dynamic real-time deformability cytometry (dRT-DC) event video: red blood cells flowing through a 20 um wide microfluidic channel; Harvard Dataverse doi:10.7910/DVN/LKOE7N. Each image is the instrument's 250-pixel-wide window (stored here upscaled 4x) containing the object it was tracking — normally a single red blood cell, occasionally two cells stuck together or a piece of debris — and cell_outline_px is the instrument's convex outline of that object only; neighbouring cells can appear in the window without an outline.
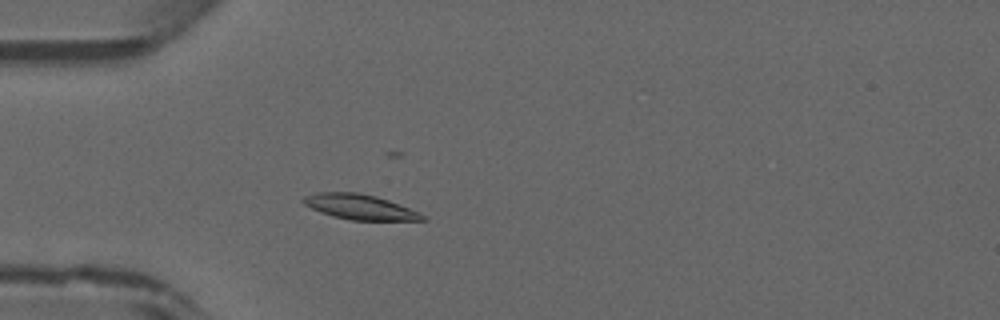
{"species": "common noctule bat (a hibernating species)", "species_latin": "Nyctalus noctula", "temperature_condition": "warm", "stored_images_in_passage": 40, "camera_frame_rate_fps": 3000, "um_per_image_px": 0.085, "animal": {"sex": "male", "forearm_length_mm": 52.5}, "frame": {"image": 1, "passage_image": 6, "time_ms": 1.667, "image_size_px": [1000, 320], "cell_outline_px": [[428, 220], [352, 220], [332, 216], [320, 212], [304, 204], [300, 200], [304, 196], [316, 192], [356, 192], [376, 196], [388, 200], [420, 212]], "centroid_in_image_um": [30.56, 17.58], "position_along_channel_um": 54.4, "area_um2": 17.4}}
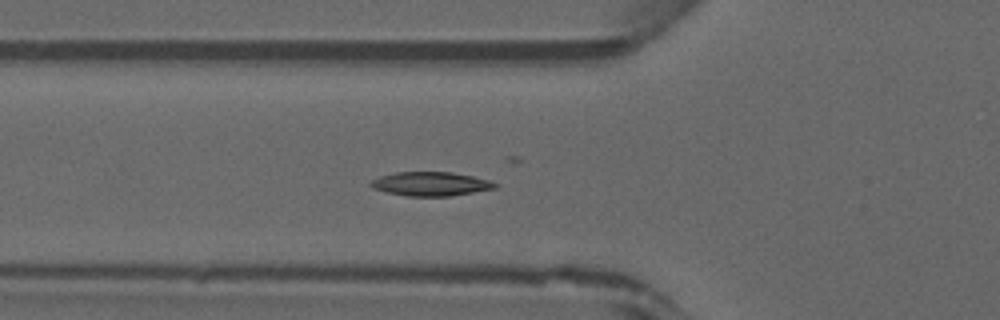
{"frame": {"image": 2, "passage_image": 9, "time_ms": 2.667, "image_size_px": [1000, 320], "cell_outline_px": [[496, 188], [448, 196], [404, 196], [372, 188], [368, 184], [372, 180], [380, 176], [396, 172], [452, 172], [472, 176], [488, 180], [496, 184]], "centroid_in_image_um": [36.56, 15.63], "position_along_channel_um": 89.2, "area_um2": 17.17}}
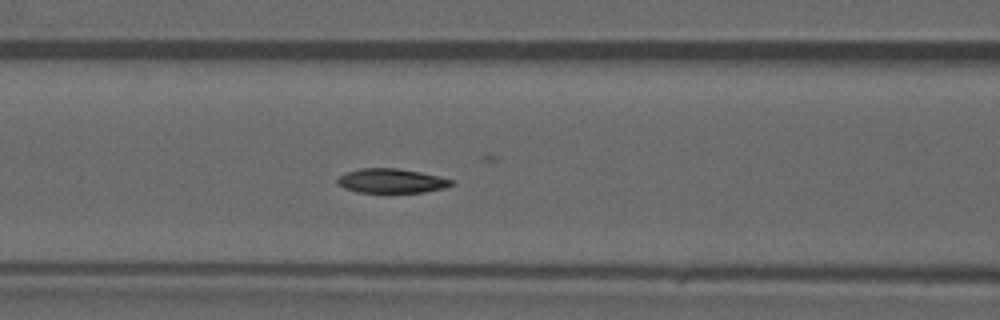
{"frame": {"image": 3, "passage_image": 12, "time_ms": 3.667, "image_size_px": [1000, 320], "cell_outline_px": [[452, 184], [444, 188], [424, 192], [384, 196], [356, 192], [344, 188], [336, 184], [336, 180], [344, 172], [360, 168], [396, 168], [420, 172], [440, 176], [452, 180]], "centroid_in_image_um": [33.2, 15.43], "position_along_channel_um": 133.4, "area_um2": 17.17}}